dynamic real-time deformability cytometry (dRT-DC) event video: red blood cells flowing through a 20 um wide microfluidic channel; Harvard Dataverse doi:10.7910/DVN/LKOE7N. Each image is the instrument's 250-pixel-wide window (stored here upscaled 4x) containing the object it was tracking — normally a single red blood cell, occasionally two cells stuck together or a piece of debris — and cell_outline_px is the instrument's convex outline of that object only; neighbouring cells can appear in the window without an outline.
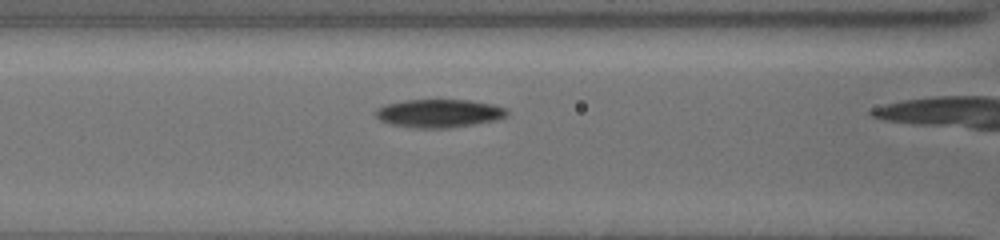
{"species": "common noctule bat (a hibernating species)", "species_latin": "Nyctalus noctula", "temperature_condition": "cold", "stored_images_in_passage": 15, "camera_frame_rate_fps": 3000, "um_per_image_px": 0.085, "animal": {"sex": "female", "body_mass_g": 19.5, "forearm_length_mm": 54.1}, "frame": {"image": 1, "passage_image": 11, "time_ms": 3.333, "image_size_px": [1000, 240], "cell_outline_px": [[508, 116], [496, 120], [472, 124], [444, 128], [416, 128], [392, 124], [380, 120], [376, 116], [376, 108], [388, 104], [404, 100], [472, 100], [492, 104], [508, 108]], "centroid_in_image_um": [37.36, 9.62], "position_along_channel_um": 129.2, "area_um2": 21.5}}